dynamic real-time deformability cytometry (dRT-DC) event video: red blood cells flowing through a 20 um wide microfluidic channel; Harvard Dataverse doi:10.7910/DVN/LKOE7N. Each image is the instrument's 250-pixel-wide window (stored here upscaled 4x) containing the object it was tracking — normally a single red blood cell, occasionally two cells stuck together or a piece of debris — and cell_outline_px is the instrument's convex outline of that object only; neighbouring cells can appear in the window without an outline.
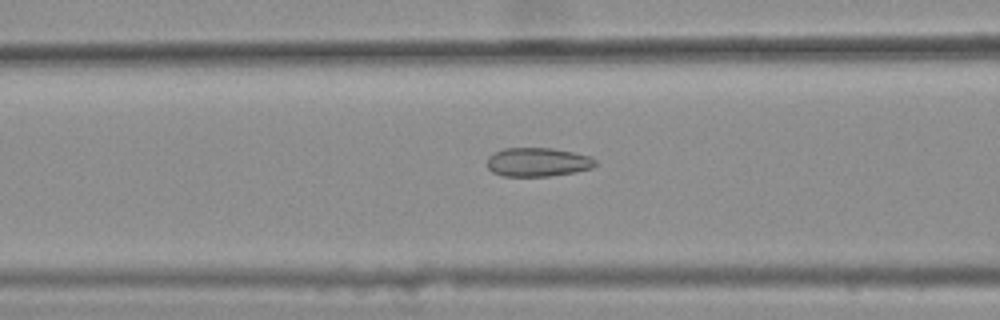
{"species": "common noctule bat (a hibernating species)", "species_latin": "Nyctalus noctula", "temperature_condition": "warm", "stored_images_in_passage": 50, "camera_frame_rate_fps": 3000, "um_per_image_px": 0.085, "animal": {"sex": "female", "body_mass_g": 25.1}, "frame": {"image": 1, "passage_image": 23, "time_ms": 7.333, "image_size_px": [1000, 320], "cell_outline_px": [[596, 164], [592, 168], [576, 172], [548, 176], [500, 176], [492, 172], [488, 168], [488, 156], [504, 148], [552, 148], [572, 152], [588, 156], [596, 160]], "centroid_in_image_um": [45.69, 13.78], "position_along_channel_um": 120.9, "area_um2": 18.15}}
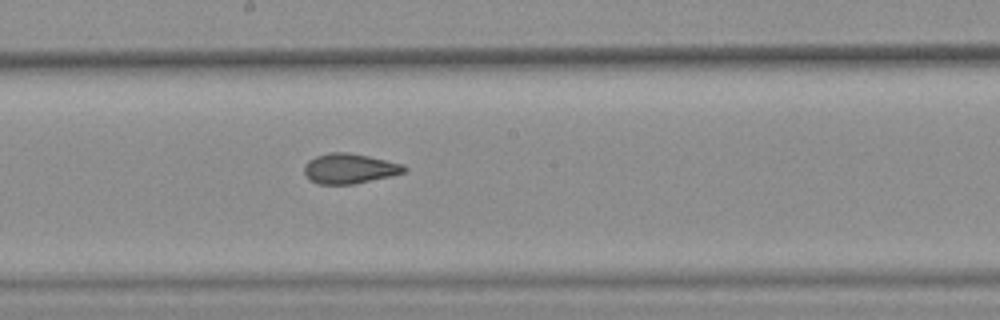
{"frame": {"image": 2, "passage_image": 31, "time_ms": 10.0, "image_size_px": [1000, 320], "cell_outline_px": [[408, 168], [404, 172], [356, 184], [316, 184], [308, 180], [304, 172], [304, 164], [308, 160], [316, 156], [328, 152], [348, 152], [368, 156], [404, 164]], "centroid_in_image_um": [29.66, 14.32], "position_along_channel_um": 218.5, "area_um2": 17.63}}
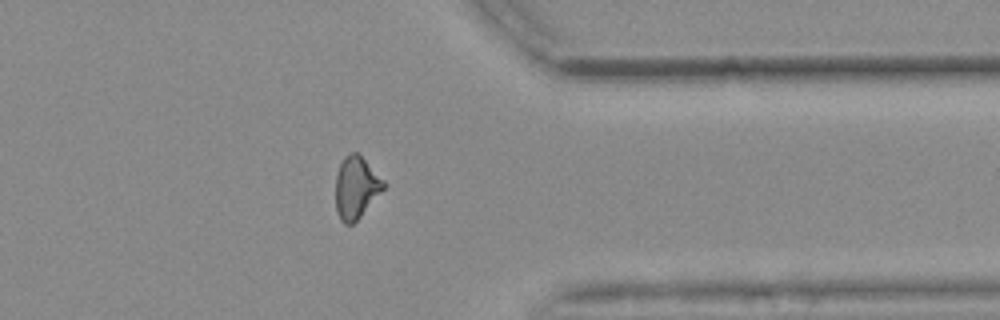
{"frame": {"image": 3, "passage_image": 45, "time_ms": 14.667, "image_size_px": [1000, 320], "cell_outline_px": [[384, 188], [360, 216], [352, 224], [344, 224], [340, 220], [336, 212], [336, 176], [340, 164], [344, 156], [348, 152], [356, 152], [384, 180]], "centroid_in_image_um": [30.23, 15.94], "position_along_channel_um": 381.2, "area_um2": 16.99}, "authors_computed_cell_mechanics": {"area_um2": 18.1781, "velocity_mm_per_s": 3.6577, "shape_relaxation_time_tau1_ms": null, "shape_relaxation_time_tau2_ms": 1.6746, "deformation_change_tau1": null, "deformation_change_tau2": 0.0838}}